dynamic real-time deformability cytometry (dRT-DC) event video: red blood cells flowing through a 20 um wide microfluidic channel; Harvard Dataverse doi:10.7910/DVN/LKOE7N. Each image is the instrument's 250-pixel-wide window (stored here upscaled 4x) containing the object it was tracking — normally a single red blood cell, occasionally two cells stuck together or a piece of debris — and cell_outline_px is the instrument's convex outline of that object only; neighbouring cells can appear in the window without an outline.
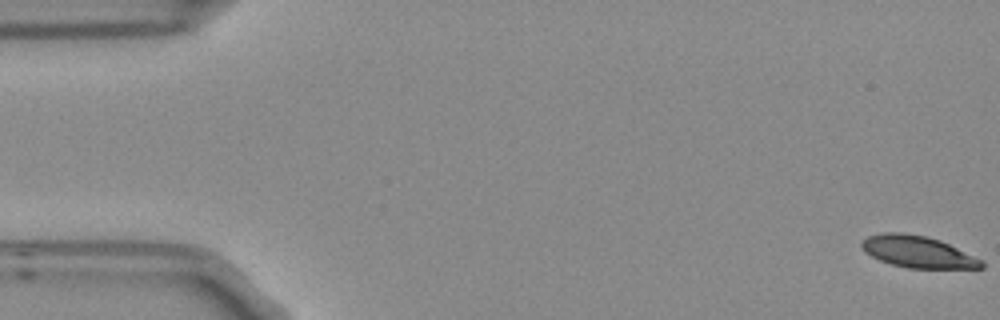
{"species": "Egyptian fruit bat (a non-hibernating species)", "species_latin": "Rousettus aegyptiacus", "temperature_condition": "room temperature", "stored_images_in_passage": 4, "camera_frame_rate_fps": 3000, "um_per_image_px": 0.085, "frame": {"image": 1, "passage_image": 1, "time_ms": 0.0, "image_size_px": [1000, 320], "cell_outline_px": [[984, 268], [908, 268], [892, 264], [880, 260], [864, 252], [860, 248], [860, 244], [868, 236], [884, 232], [904, 232], [928, 236], [940, 240], [984, 260]], "centroid_in_image_um": [78.02, 21.39], "position_along_channel_um": 7.0, "area_um2": 22.31}}